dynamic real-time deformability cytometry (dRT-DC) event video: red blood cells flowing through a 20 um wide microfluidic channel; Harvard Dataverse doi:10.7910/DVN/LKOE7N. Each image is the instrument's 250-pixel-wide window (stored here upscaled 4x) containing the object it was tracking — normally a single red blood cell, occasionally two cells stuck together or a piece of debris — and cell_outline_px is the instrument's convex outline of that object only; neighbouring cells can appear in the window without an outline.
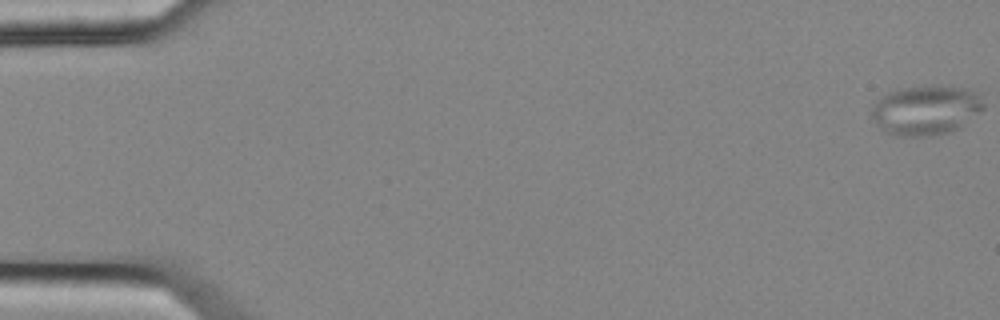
{"species": "common noctule bat (a hibernating species)", "species_latin": "Nyctalus noctula", "temperature_condition": "cold", "stored_images_in_passage": 11, "camera_frame_rate_fps": 3000, "um_per_image_px": 0.085, "animal": {"sex": "female", "body_mass_g": 25.1}, "frame": {"image": 1, "passage_image": 1, "time_ms": 0.0, "image_size_px": [1000, 320], "cell_outline_px": [[984, 108], [960, 128], [948, 132], [932, 136], [892, 136], [884, 132], [876, 124], [872, 116], [872, 104], [888, 92], [908, 88], [968, 88], [980, 96], [984, 104]], "centroid_in_image_um": [78.67, 9.42], "position_along_channel_um": 6.3, "area_um2": 31.79}}
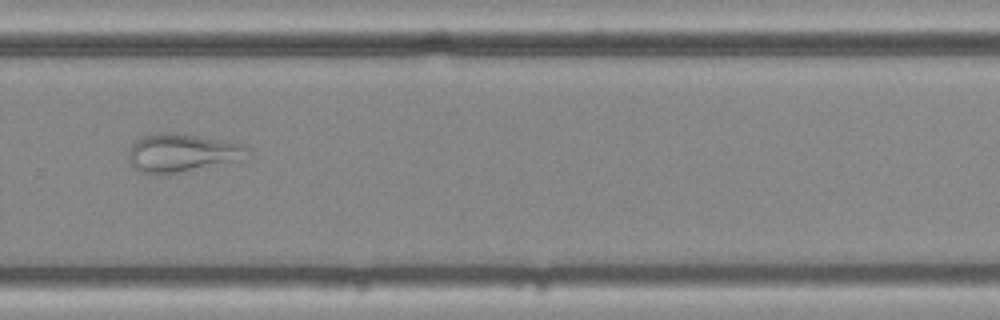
{"frame": {"image": 2, "passage_image": 11, "time_ms": 3.333, "image_size_px": [1000, 320], "cell_outline_px": [[248, 148], [220, 160], [168, 176], [160, 176], [140, 172], [128, 160], [128, 152], [132, 144], [136, 140], [144, 136], [160, 132], [172, 132], [220, 140], [240, 144]], "centroid_in_image_um": [15.1, 12.98], "position_along_channel_um": 314.7, "area_um2": 24.57}}